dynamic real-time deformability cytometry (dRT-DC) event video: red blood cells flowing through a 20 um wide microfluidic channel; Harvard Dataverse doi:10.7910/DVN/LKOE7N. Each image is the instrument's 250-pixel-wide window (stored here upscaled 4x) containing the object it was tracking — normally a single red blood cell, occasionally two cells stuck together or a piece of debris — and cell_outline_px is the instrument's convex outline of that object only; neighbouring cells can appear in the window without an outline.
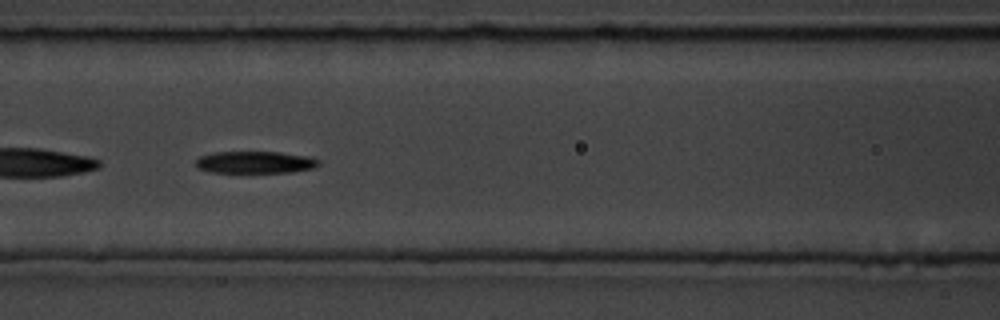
{"species": "common noctule bat (a hibernating species)", "species_latin": "Nyctalus noctula", "temperature_condition": "room temperature", "stored_images_in_passage": 57, "camera_frame_rate_fps": 3000, "um_per_image_px": 0.085, "animal": {"sex": "male", "body_mass_g": 19.5, "forearm_length_mm": 54.6}, "frame": {"image": 1, "passage_image": 25, "time_ms": 8.0, "image_size_px": [1000, 320], "cell_outline_px": [[320, 164], [316, 168], [292, 172], [212, 172], [196, 168], [196, 160], [200, 156], [216, 152], [280, 152], [308, 156], [320, 160]], "centroid_in_image_um": [21.73, 13.79], "position_along_channel_um": 144.9, "area_um2": 15.84}, "authors_computed_cell_mechanics": {"area_um2": 17.1088, "velocity_mm_per_s": 3.5612, "shape_relaxation_time_tau1_ms": 3.5284, "shape_relaxation_time_tau2_ms": null, "deformation_change_tau1": 0.1775, "deformation_change_tau2": null}}